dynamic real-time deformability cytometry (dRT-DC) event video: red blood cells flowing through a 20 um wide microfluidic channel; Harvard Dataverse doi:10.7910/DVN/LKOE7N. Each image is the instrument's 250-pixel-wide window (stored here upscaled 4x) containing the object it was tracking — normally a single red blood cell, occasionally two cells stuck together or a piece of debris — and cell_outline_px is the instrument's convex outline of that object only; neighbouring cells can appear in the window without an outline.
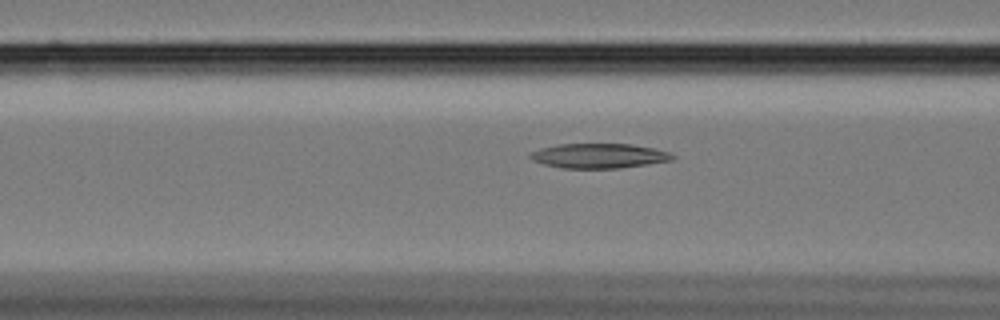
{"species": "Egyptian fruit bat (a non-hibernating species)", "species_latin": "Rousettus aegyptiacus", "temperature_condition": "cold", "stored_images_in_passage": 59, "camera_frame_rate_fps": 3000, "um_per_image_px": 0.085, "animal": {"sex": "female"}, "frame": {"image": 1, "passage_image": 23, "time_ms": 7.333, "image_size_px": [1000, 320], "cell_outline_px": [[676, 156], [672, 160], [648, 164], [620, 168], [560, 168], [544, 164], [532, 160], [528, 156], [532, 152], [540, 148], [560, 144], [632, 144], [652, 148], [668, 152]], "centroid_in_image_um": [50.9, 13.25], "position_along_channel_um": 115.7, "area_um2": 20.4}}
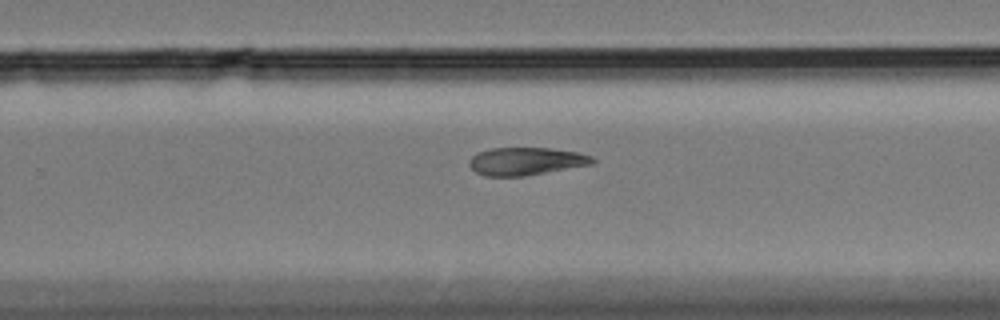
{"frame": {"image": 2, "passage_image": 38, "time_ms": 12.333, "image_size_px": [1000, 320], "cell_outline_px": [[596, 160], [592, 164], [524, 176], [484, 176], [476, 172], [468, 164], [468, 160], [476, 152], [492, 148], [552, 148], [576, 152], [592, 156]], "centroid_in_image_um": [44.67, 13.7], "position_along_channel_um": 285.1, "area_um2": 19.94}}
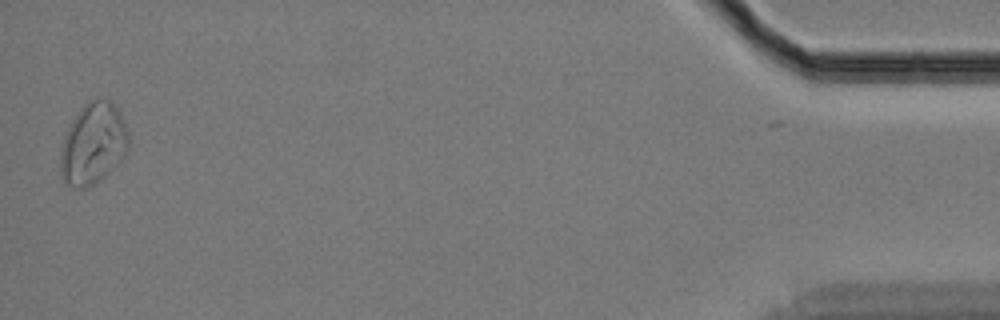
{"frame": {"image": 3, "passage_image": 58, "time_ms": 19.0, "image_size_px": [1000, 320], "cell_outline_px": [[128, 152], [108, 172], [88, 188], [76, 188], [64, 184], [60, 176], [60, 144], [72, 120], [80, 108], [92, 100], [104, 96], [112, 100], [120, 112], [128, 132]], "centroid_in_image_um": [7.89, 12.2], "position_along_channel_um": 427.3, "area_um2": 32.66}}